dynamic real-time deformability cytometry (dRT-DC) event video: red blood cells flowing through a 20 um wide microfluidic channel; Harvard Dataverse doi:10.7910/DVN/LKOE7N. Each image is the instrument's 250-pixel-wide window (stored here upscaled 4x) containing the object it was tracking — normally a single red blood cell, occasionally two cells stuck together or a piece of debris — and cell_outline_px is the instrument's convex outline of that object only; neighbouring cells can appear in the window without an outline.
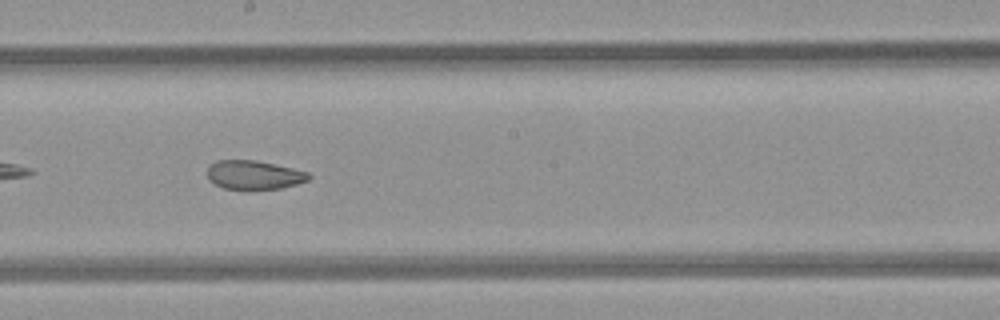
{"species": "common noctule bat (a hibernating species)", "species_latin": "Nyctalus noctula", "temperature_condition": "room temperature", "stored_images_in_passage": 28, "camera_frame_rate_fps": 3000, "um_per_image_px": 0.085, "animal": {"sex": "female", "body_mass_g": 21.9}, "frame": {"image": 1, "passage_image": 13, "time_ms": 4.0, "image_size_px": [1000, 320], "cell_outline_px": [[312, 176], [308, 180], [296, 184], [280, 188], [224, 188], [208, 180], [208, 164], [216, 160], [256, 160], [292, 168], [308, 172]], "centroid_in_image_um": [21.57, 14.84], "position_along_channel_um": 226.6, "area_um2": 16.82}}
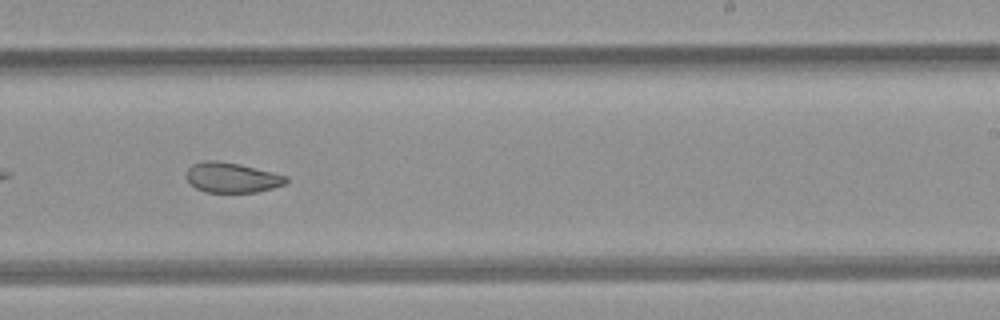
{"frame": {"image": 2, "passage_image": 16, "time_ms": 5.0, "image_size_px": [1000, 320], "cell_outline_px": [[288, 180], [284, 184], [272, 188], [256, 192], [204, 192], [196, 188], [188, 180], [188, 168], [192, 164], [204, 160], [216, 160], [240, 164], [288, 176]], "centroid_in_image_um": [19.72, 15.09], "position_along_channel_um": 269.3, "area_um2": 17.34}, "authors_computed_cell_mechanics": {"area_um2": 18.6405, "velocity_mm_per_s": 4.2949, "shape_relaxation_time_tau1_ms": null, "shape_relaxation_time_tau2_ms": 1.3422, "deformation_change_tau1": null, "deformation_change_tau2": 0.0631}}